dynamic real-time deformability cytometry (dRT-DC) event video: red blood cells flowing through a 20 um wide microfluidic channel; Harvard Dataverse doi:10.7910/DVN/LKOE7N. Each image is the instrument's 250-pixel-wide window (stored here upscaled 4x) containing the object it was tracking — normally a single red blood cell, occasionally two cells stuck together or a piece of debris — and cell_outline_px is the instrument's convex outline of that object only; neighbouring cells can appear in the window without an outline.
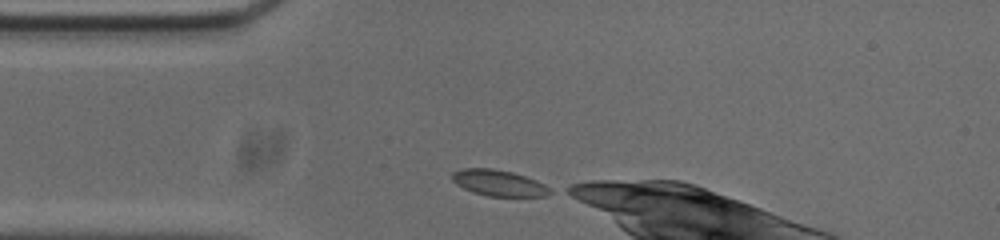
{"species": "common noctule bat (a hibernating species)", "species_latin": "Nyctalus noctula", "temperature_condition": "cold", "stored_images_in_passage": 9, "camera_frame_rate_fps": 3000, "um_per_image_px": 0.085, "animal": {"sex": "male", "body_mass_g": 20.0, "forearm_length_mm": 53.3}, "frame": {"image": 1, "passage_image": 1, "time_ms": 0.0, "image_size_px": [1000, 240], "cell_outline_px": [[556, 192], [548, 196], [488, 196], [472, 192], [456, 184], [452, 180], [452, 172], [464, 168], [492, 168], [512, 172], [536, 180], [552, 188]], "centroid_in_image_um": [42.44, 15.56], "position_along_channel_um": 42.6, "area_um2": 15.03}}
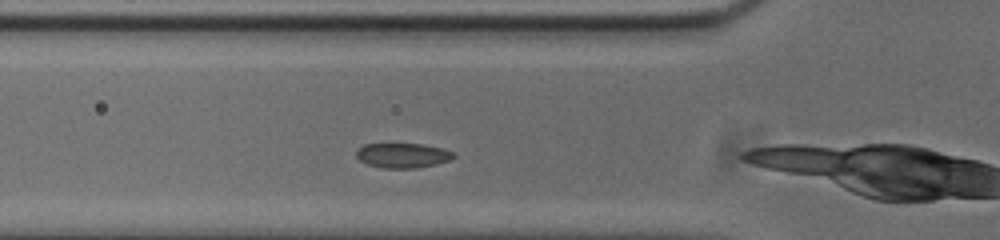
{"frame": {"image": 2, "passage_image": 6, "time_ms": 1.667, "image_size_px": [1000, 240], "cell_outline_px": [[456, 156], [452, 160], [436, 164], [416, 168], [384, 168], [368, 164], [360, 160], [356, 156], [356, 152], [364, 144], [424, 144], [444, 148], [452, 152]], "centroid_in_image_um": [34.28, 13.21], "position_along_channel_um": 91.5, "area_um2": 14.05}}